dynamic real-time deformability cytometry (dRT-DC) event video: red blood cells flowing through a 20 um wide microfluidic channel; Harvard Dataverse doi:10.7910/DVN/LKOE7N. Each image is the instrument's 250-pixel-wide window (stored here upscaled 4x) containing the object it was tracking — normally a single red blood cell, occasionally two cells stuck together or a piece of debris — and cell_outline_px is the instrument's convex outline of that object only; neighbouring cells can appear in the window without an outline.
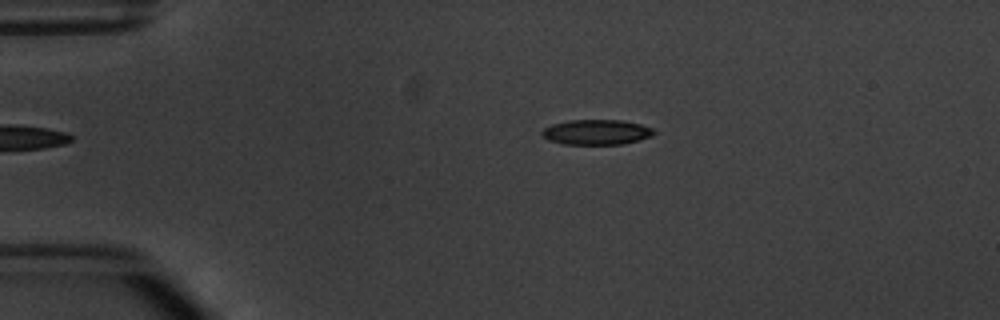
{"species": "common noctule bat (a hibernating species)", "species_latin": "Nyctalus noctula", "temperature_condition": "warm", "stored_images_in_passage": 2, "camera_frame_rate_fps": 3000, "um_per_image_px": 0.085, "animal": {"sex": "male", "body_mass_g": 20.1, "forearm_length_mm": 53.5}, "frame": {"image": 1, "passage_image": 2, "time_ms": 2.333, "image_size_px": [1000, 320], "cell_outline_px": [[656, 132], [652, 136], [620, 144], [564, 144], [548, 140], [540, 132], [544, 128], [552, 124], [568, 120], [620, 120], [640, 124], [652, 128]], "centroid_in_image_um": [50.68, 11.22], "position_along_channel_um": 34.3, "area_um2": 16.24}}